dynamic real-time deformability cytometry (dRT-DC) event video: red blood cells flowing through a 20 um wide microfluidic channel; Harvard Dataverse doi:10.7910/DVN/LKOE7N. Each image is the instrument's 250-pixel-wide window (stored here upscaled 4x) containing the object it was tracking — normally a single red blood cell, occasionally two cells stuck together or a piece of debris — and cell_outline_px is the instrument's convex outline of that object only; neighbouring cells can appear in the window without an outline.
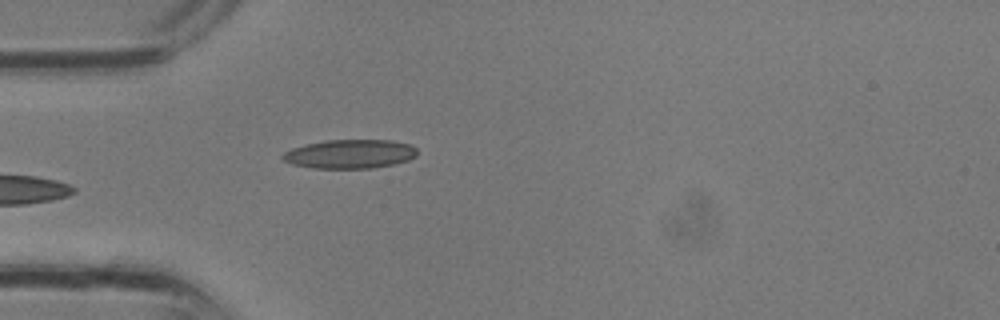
{"species": "common noctule bat (a hibernating species)", "species_latin": "Nyctalus noctula", "temperature_condition": "room temperature", "stored_images_in_passage": 3, "camera_frame_rate_fps": 3000, "um_per_image_px": 0.085, "animal": {"sex": "male", "body_mass_g": 13.3}, "frame": {"image": 1, "passage_image": 3, "time_ms": 0.667, "image_size_px": [1000, 320], "cell_outline_px": [[416, 156], [408, 160], [392, 164], [372, 168], [312, 168], [292, 164], [284, 160], [280, 156], [284, 152], [292, 148], [308, 144], [328, 140], [392, 140], [408, 144], [416, 148]], "centroid_in_image_um": [29.73, 13.09], "position_along_channel_um": 55.3, "area_um2": 22.48}}